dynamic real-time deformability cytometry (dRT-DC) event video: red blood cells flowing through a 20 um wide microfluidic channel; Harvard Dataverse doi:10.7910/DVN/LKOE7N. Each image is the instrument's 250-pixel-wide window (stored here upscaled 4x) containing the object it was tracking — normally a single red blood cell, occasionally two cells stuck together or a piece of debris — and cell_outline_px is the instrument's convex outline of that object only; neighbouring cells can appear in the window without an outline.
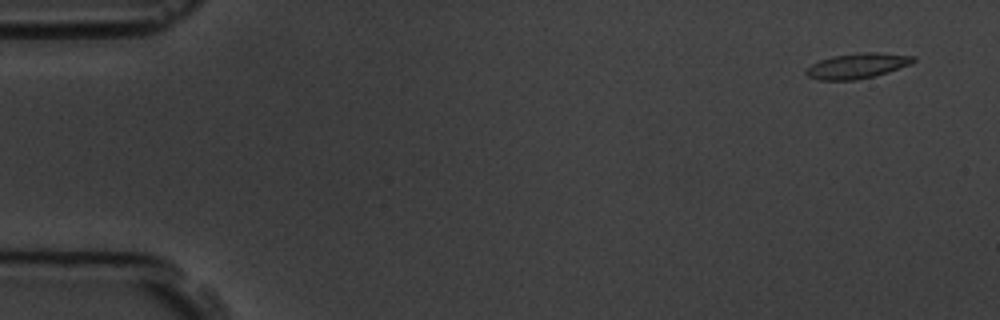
{"species": "common noctule bat (a hibernating species)", "species_latin": "Nyctalus noctula", "temperature_condition": "room temperature", "stored_images_in_passage": 5, "camera_frame_rate_fps": 3000, "um_per_image_px": 0.085, "animal": {"sex": "male", "body_mass_g": 19.5, "forearm_length_mm": 54.6}, "frame": {"image": 1, "passage_image": 1, "time_ms": 0.0, "image_size_px": [1000, 320], "cell_outline_px": [[916, 60], [912, 64], [888, 72], [856, 80], [816, 80], [808, 76], [804, 72], [812, 64], [820, 60], [832, 56], [860, 52], [876, 52], [916, 56]], "centroid_in_image_um": [72.88, 5.59], "position_along_channel_um": 12.1, "area_um2": 15.84}}
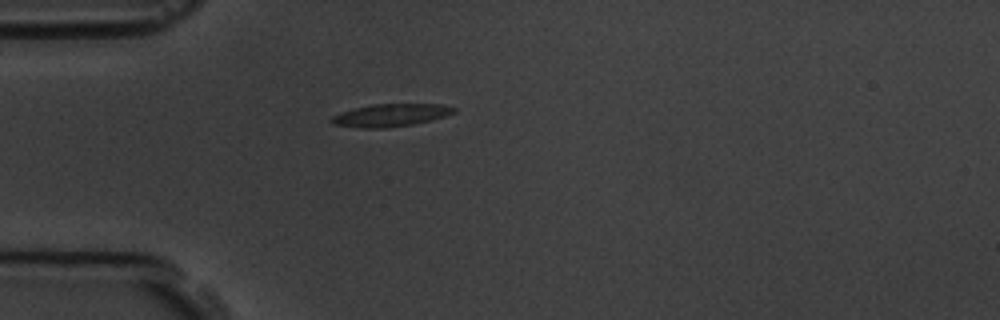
{"frame": {"image": 2, "passage_image": 5, "time_ms": 4.333, "image_size_px": [1000, 320], "cell_outline_px": [[456, 112], [432, 120], [412, 124], [384, 128], [360, 128], [332, 124], [328, 120], [332, 116], [340, 112], [372, 104], [440, 104], [456, 108]], "centroid_in_image_um": [33.17, 9.79], "position_along_channel_um": 51.8, "area_um2": 16.13}}